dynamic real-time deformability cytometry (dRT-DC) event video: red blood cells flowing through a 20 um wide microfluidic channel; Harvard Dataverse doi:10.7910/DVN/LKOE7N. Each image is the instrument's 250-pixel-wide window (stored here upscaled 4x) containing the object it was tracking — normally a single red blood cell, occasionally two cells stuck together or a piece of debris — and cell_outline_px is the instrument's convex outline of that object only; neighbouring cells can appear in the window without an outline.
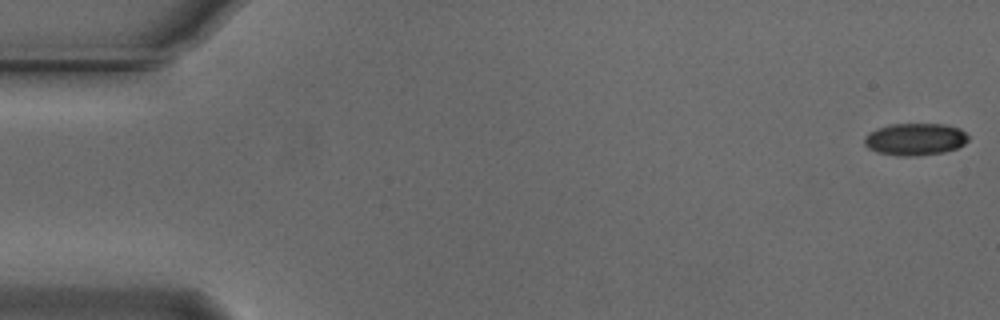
{"species": "Egyptian fruit bat (a non-hibernating species)", "species_latin": "Rousettus aegyptiacus", "temperature_condition": "cold", "stored_images_in_passage": 22, "camera_frame_rate_fps": 3000, "um_per_image_px": 0.085, "animal": {"sex": "male"}, "frame": {"image": 1, "passage_image": 1, "time_ms": 0.0, "image_size_px": [1000, 320], "cell_outline_px": [[968, 140], [964, 144], [956, 148], [944, 152], [916, 156], [900, 156], [876, 152], [868, 148], [864, 144], [864, 136], [868, 132], [876, 128], [888, 124], [944, 124], [960, 128], [968, 136]], "centroid_in_image_um": [77.75, 11.83], "position_along_channel_um": 7.3, "area_um2": 19.65}}
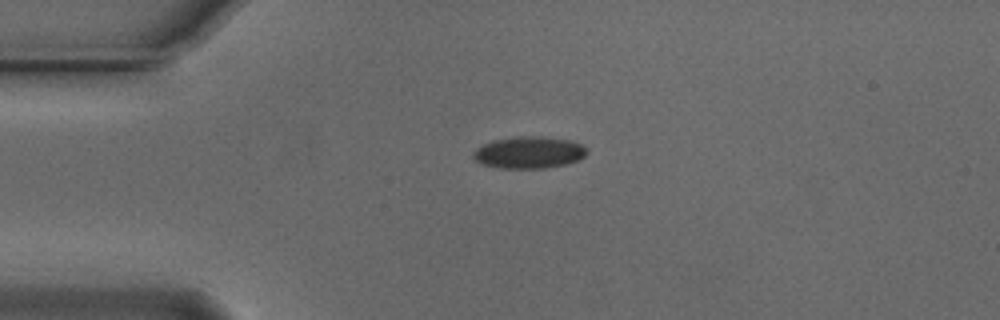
{"frame": {"image": 2, "passage_image": 13, "time_ms": 4.0, "image_size_px": [1000, 320], "cell_outline_px": [[588, 152], [580, 160], [564, 164], [544, 168], [500, 168], [480, 164], [472, 156], [472, 152], [476, 148], [492, 140], [520, 136], [540, 136], [572, 140], [588, 148]], "centroid_in_image_um": [44.96, 12.95], "position_along_channel_um": 40.0, "area_um2": 21.27}}
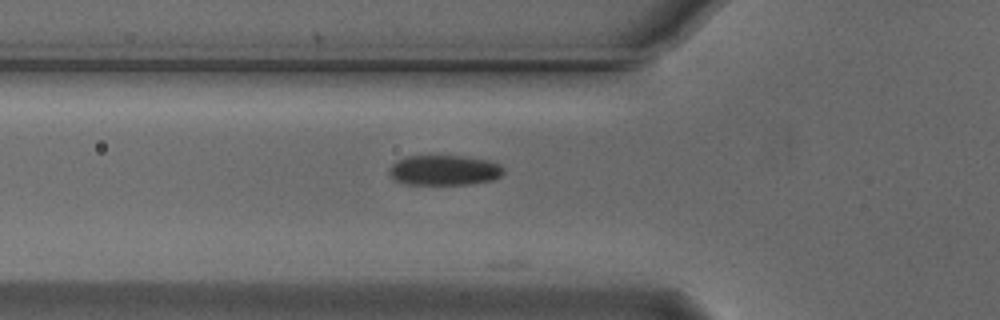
{"frame": {"image": 3, "passage_image": 19, "time_ms": 6.0, "image_size_px": [1000, 320], "cell_outline_px": [[504, 172], [500, 176], [492, 180], [472, 184], [404, 184], [392, 180], [388, 176], [388, 168], [396, 160], [408, 156], [460, 156], [488, 160], [500, 164], [504, 168]], "centroid_in_image_um": [37.71, 14.47], "position_along_channel_um": 88.1, "area_um2": 20.35}}